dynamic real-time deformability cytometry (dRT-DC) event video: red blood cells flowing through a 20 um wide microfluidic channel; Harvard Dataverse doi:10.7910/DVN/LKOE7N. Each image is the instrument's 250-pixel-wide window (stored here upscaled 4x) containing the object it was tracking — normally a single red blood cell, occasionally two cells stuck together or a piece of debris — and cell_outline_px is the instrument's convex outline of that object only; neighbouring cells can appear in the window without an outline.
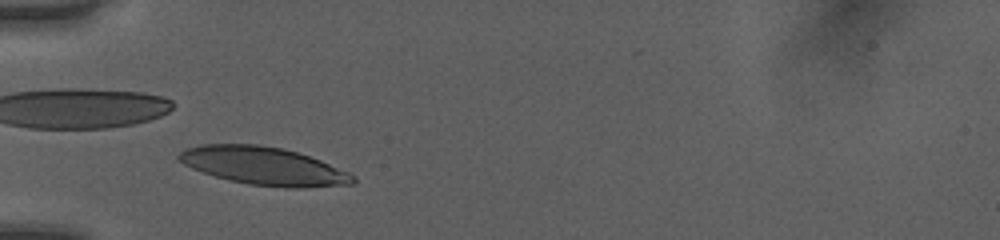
{"species": "human", "species_latin": "Homo sapiens", "temperature_condition": "room temperature", "stored_images_in_passage": 30, "camera_frame_rate_fps": 3000, "um_per_image_px": 0.085, "donor": {"sex": "female"}, "frame": {"image": 1, "passage_image": 4, "time_ms": 1.0, "image_size_px": [1000, 240], "cell_outline_px": [[356, 180], [352, 184], [304, 188], [284, 188], [248, 184], [228, 180], [192, 168], [184, 164], [176, 156], [180, 152], [188, 148], [200, 144], [260, 144], [284, 148], [320, 160], [348, 172], [356, 176]], "centroid_in_image_um": [22.43, 14.11], "position_along_channel_um": 62.6, "area_um2": 38.49}}
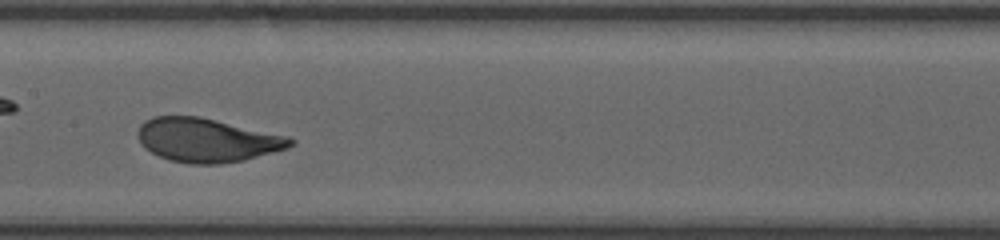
{"frame": {"image": 2, "passage_image": 14, "time_ms": 4.333, "image_size_px": [1000, 240], "cell_outline_px": [[296, 144], [288, 148], [244, 160], [220, 164], [188, 164], [172, 160], [160, 156], [144, 148], [140, 144], [136, 132], [140, 124], [144, 120], [152, 116], [200, 116], [292, 136], [296, 140]], "centroid_in_image_um": [17.63, 11.89], "position_along_channel_um": 189.8, "area_um2": 39.59}}
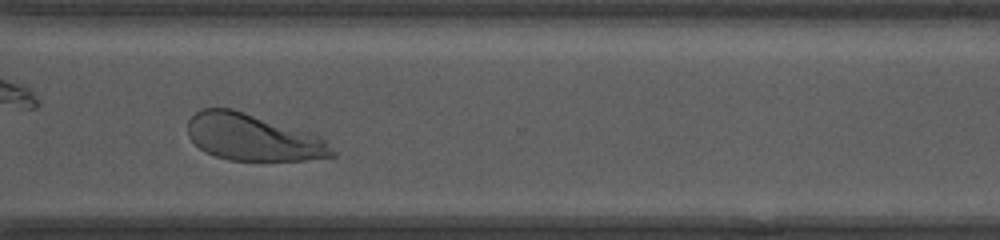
{"frame": {"image": 3, "passage_image": 26, "time_ms": 8.333, "image_size_px": [1000, 240], "cell_outline_px": [[336, 156], [304, 160], [228, 160], [204, 152], [188, 136], [188, 120], [200, 108], [232, 108], [320, 136], [336, 152]], "centroid_in_image_um": [21.47, 11.68], "position_along_channel_um": 349.1, "area_um2": 39.02}, "authors_computed_cell_mechanics": {"area_um2": 39.1306, "velocity_mm_per_s": 3.9996, "shape_relaxation_time_tau1_ms": 2.8461, "shape_relaxation_time_tau2_ms": null, "deformation_change_tau1": 0.1576, "deformation_change_tau2": null}}